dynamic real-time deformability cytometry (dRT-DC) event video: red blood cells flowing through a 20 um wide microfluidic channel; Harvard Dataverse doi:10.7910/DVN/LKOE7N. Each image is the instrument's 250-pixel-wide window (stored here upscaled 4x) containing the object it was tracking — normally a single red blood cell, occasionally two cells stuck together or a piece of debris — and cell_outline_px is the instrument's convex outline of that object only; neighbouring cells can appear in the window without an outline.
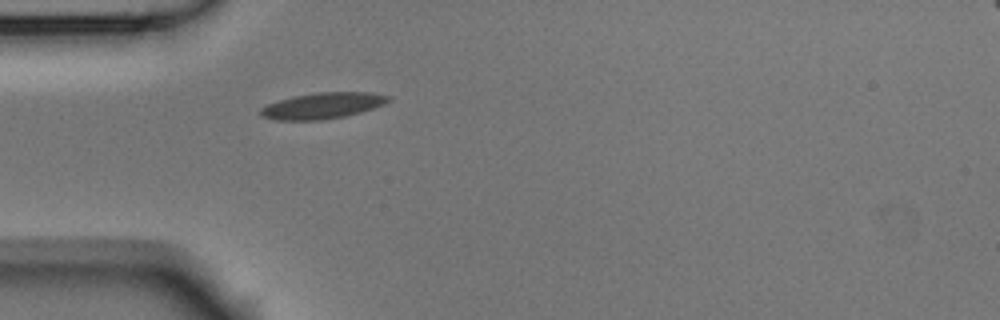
{"species": "Egyptian fruit bat (a non-hibernating species)", "species_latin": "Rousettus aegyptiacus", "temperature_condition": "room temperature", "stored_images_in_passage": 1, "camera_frame_rate_fps": 3000, "um_per_image_px": 0.085, "animal": {"sex": "male"}, "frame": {"image": 1, "passage_image": 1, "time_ms": 0.0, "image_size_px": [1000, 320], "cell_outline_px": [[392, 100], [384, 104], [360, 112], [344, 116], [320, 120], [276, 120], [264, 116], [260, 112], [260, 108], [268, 104], [280, 100], [296, 96], [316, 92], [372, 92], [392, 96]], "centroid_in_image_um": [27.48, 8.97], "position_along_channel_um": 57.5, "area_um2": 19.25}}